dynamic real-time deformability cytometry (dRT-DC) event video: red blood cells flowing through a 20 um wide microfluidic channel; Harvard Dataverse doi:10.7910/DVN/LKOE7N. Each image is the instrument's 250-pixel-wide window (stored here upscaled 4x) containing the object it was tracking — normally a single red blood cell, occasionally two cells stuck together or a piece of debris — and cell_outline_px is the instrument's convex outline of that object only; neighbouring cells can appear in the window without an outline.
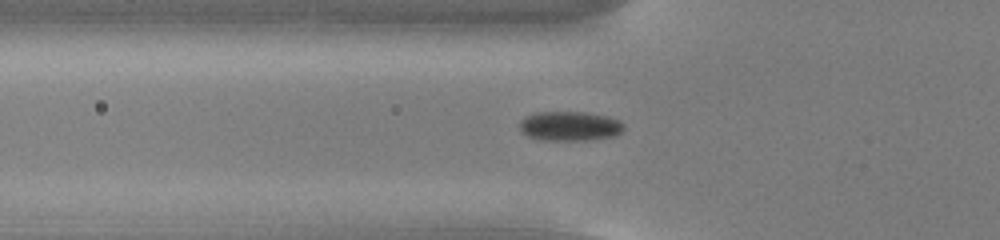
{"species": "common noctule bat (a hibernating species)", "species_latin": "Nyctalus noctula", "temperature_condition": "cold", "stored_images_in_passage": 56, "camera_frame_rate_fps": 3000, "um_per_image_px": 0.085, "animal": {"sex": "male", "body_mass_g": 13.0, "forearm_length_mm": 53.1}, "frame": {"image": 1, "passage_image": 20, "time_ms": 6.333, "image_size_px": [1000, 240], "cell_outline_px": [[624, 128], [616, 136], [588, 140], [544, 140], [528, 136], [520, 132], [520, 120], [524, 116], [536, 112], [584, 112], [608, 116], [620, 120], [624, 124]], "centroid_in_image_um": [48.43, 10.71], "position_along_channel_um": 77.4, "area_um2": 18.09}}
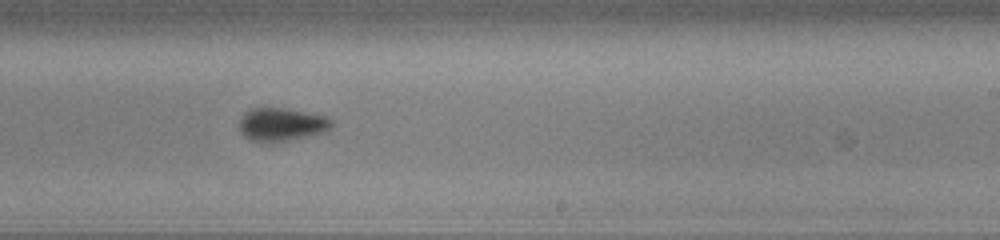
{"frame": {"image": 2, "passage_image": 35, "time_ms": 11.333, "image_size_px": [1000, 240], "cell_outline_px": [[332, 124], [324, 132], [272, 144], [260, 144], [248, 140], [240, 132], [240, 116], [244, 112], [252, 108], [288, 108], [328, 116], [332, 120]], "centroid_in_image_um": [23.88, 10.6], "position_along_channel_um": 265.1, "area_um2": 18.38}}
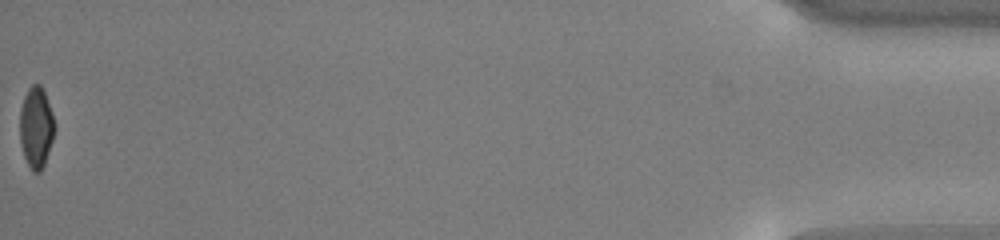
{"frame": {"image": 3, "passage_image": 56, "time_ms": 18.333, "image_size_px": [1000, 240], "cell_outline_px": [[56, 128], [44, 164], [40, 172], [32, 172], [24, 156], [20, 144], [20, 108], [24, 96], [28, 88], [32, 84], [40, 84], [44, 92], [56, 124]], "centroid_in_image_um": [3.07, 10.82], "position_along_channel_um": 432.1, "area_um2": 16.42}, "authors_computed_cell_mechanics": {"area_um2": 17.5134, "velocity_mm_per_s": 3.7594, "shape_relaxation_time_tau1_ms": 2.2559, "shape_relaxation_time_tau2_ms": 2.7664, "deformation_change_tau1": 0.0867, "deformation_change_tau2": 0.0603}}